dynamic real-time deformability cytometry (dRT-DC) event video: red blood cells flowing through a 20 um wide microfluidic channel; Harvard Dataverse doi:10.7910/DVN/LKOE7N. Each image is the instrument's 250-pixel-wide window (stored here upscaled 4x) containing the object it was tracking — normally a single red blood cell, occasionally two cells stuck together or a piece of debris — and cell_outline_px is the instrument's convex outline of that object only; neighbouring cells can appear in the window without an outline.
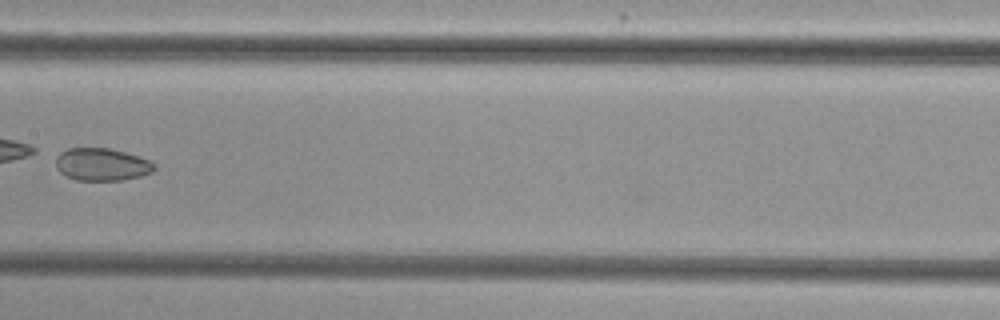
{"species": "common noctule bat (a hibernating species)", "species_latin": "Nyctalus noctula", "temperature_condition": "cold", "stored_images_in_passage": 8, "camera_frame_rate_fps": 3000, "um_per_image_px": 0.085, "animal": {"sex": "female", "body_mass_g": 29.2, "forearm_length_mm": 56.3}, "frame": {"image": 1, "passage_image": 7, "time_ms": 7.0, "image_size_px": [1000, 320], "cell_outline_px": [[156, 168], [152, 172], [140, 176], [124, 180], [76, 180], [64, 176], [56, 168], [56, 156], [60, 152], [68, 148], [108, 148], [124, 152], [152, 160], [156, 164]], "centroid_in_image_um": [8.66, 13.98], "position_along_channel_um": 198.7, "area_um2": 18.9}}
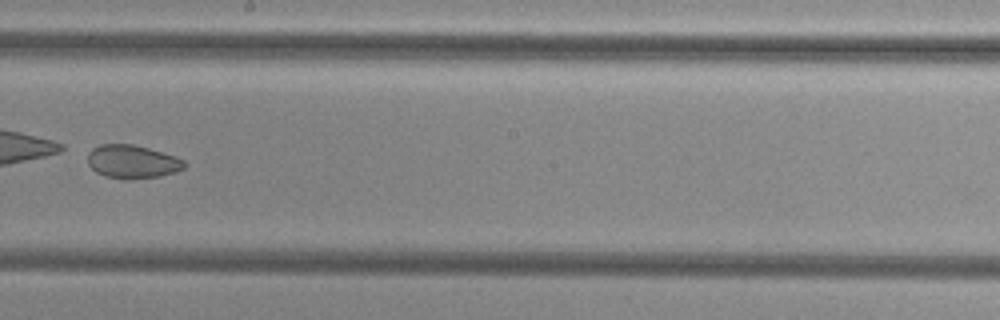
{"frame": {"image": 2, "passage_image": 8, "time_ms": 8.0, "image_size_px": [1000, 320], "cell_outline_px": [[188, 164], [184, 168], [176, 172], [160, 176], [128, 180], [124, 180], [104, 176], [96, 172], [88, 164], [88, 152], [92, 148], [100, 144], [132, 144], [148, 148], [176, 156], [184, 160]], "centroid_in_image_um": [11.26, 13.75], "position_along_channel_um": 236.9, "area_um2": 19.07}}